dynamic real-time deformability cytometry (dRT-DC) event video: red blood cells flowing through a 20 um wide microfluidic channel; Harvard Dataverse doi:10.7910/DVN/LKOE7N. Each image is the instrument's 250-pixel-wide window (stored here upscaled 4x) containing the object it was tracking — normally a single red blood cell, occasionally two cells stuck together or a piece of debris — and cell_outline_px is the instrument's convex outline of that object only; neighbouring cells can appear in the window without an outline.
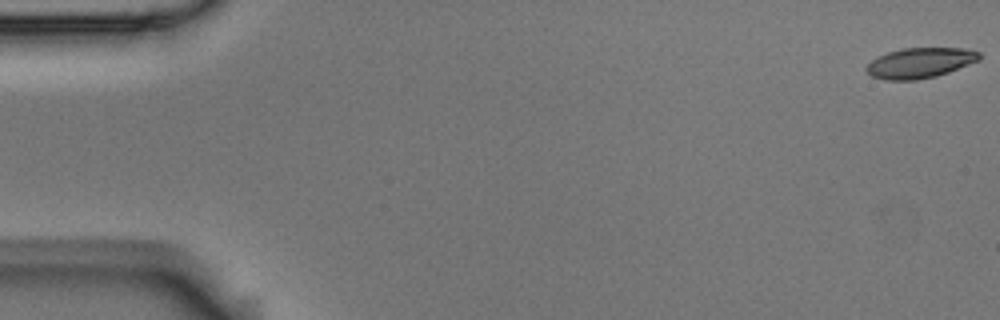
{"species": "Egyptian fruit bat (a non-hibernating species)", "species_latin": "Rousettus aegyptiacus", "temperature_condition": "room temperature", "stored_images_in_passage": 5, "camera_frame_rate_fps": 3000, "um_per_image_px": 0.085, "animal": {"sex": "male"}, "frame": {"image": 1, "passage_image": 1, "time_ms": 0.0, "image_size_px": [1000, 320], "cell_outline_px": [[980, 60], [948, 72], [936, 76], [916, 80], [884, 80], [872, 76], [864, 68], [872, 60], [888, 52], [904, 48], [964, 48], [980, 52]], "centroid_in_image_um": [78.21, 5.35], "position_along_channel_um": 6.8, "area_um2": 19.83}}
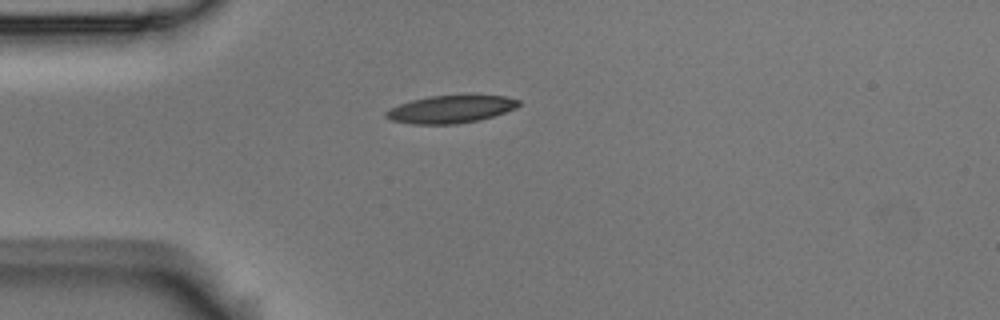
{"frame": {"image": 2, "passage_image": 5, "time_ms": 1.333, "image_size_px": [1000, 320], "cell_outline_px": [[520, 104], [516, 108], [480, 120], [456, 124], [412, 124], [392, 120], [384, 116], [384, 112], [400, 104], [412, 100], [428, 96], [508, 96], [520, 100]], "centroid_in_image_um": [38.31, 9.29], "position_along_channel_um": 46.7, "area_um2": 21.1}}